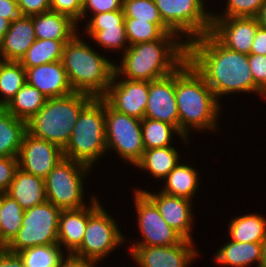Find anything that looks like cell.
<instances>
[{
    "label": "cell",
    "instance_id": "obj_20",
    "mask_svg": "<svg viewBox=\"0 0 266 267\" xmlns=\"http://www.w3.org/2000/svg\"><path fill=\"white\" fill-rule=\"evenodd\" d=\"M90 207L61 210L58 224V244L73 253L82 243L89 216L100 206L96 197Z\"/></svg>",
    "mask_w": 266,
    "mask_h": 267
},
{
    "label": "cell",
    "instance_id": "obj_36",
    "mask_svg": "<svg viewBox=\"0 0 266 267\" xmlns=\"http://www.w3.org/2000/svg\"><path fill=\"white\" fill-rule=\"evenodd\" d=\"M125 19H138L150 23H163L154 0H123Z\"/></svg>",
    "mask_w": 266,
    "mask_h": 267
},
{
    "label": "cell",
    "instance_id": "obj_4",
    "mask_svg": "<svg viewBox=\"0 0 266 267\" xmlns=\"http://www.w3.org/2000/svg\"><path fill=\"white\" fill-rule=\"evenodd\" d=\"M62 64L74 92L102 98L112 81L115 64L94 52L75 34L63 49Z\"/></svg>",
    "mask_w": 266,
    "mask_h": 267
},
{
    "label": "cell",
    "instance_id": "obj_18",
    "mask_svg": "<svg viewBox=\"0 0 266 267\" xmlns=\"http://www.w3.org/2000/svg\"><path fill=\"white\" fill-rule=\"evenodd\" d=\"M25 71L26 82L48 99L64 97L74 92L61 60L27 68Z\"/></svg>",
    "mask_w": 266,
    "mask_h": 267
},
{
    "label": "cell",
    "instance_id": "obj_17",
    "mask_svg": "<svg viewBox=\"0 0 266 267\" xmlns=\"http://www.w3.org/2000/svg\"><path fill=\"white\" fill-rule=\"evenodd\" d=\"M144 118L163 121L179 130V114L175 98V71L149 82Z\"/></svg>",
    "mask_w": 266,
    "mask_h": 267
},
{
    "label": "cell",
    "instance_id": "obj_31",
    "mask_svg": "<svg viewBox=\"0 0 266 267\" xmlns=\"http://www.w3.org/2000/svg\"><path fill=\"white\" fill-rule=\"evenodd\" d=\"M141 128L145 150L170 146L172 131L178 133V135H181L187 141V137L183 136L175 126L163 121L143 118Z\"/></svg>",
    "mask_w": 266,
    "mask_h": 267
},
{
    "label": "cell",
    "instance_id": "obj_28",
    "mask_svg": "<svg viewBox=\"0 0 266 267\" xmlns=\"http://www.w3.org/2000/svg\"><path fill=\"white\" fill-rule=\"evenodd\" d=\"M179 155L175 148H152L144 150L141 160L136 166L149 170L157 178H165L179 163Z\"/></svg>",
    "mask_w": 266,
    "mask_h": 267
},
{
    "label": "cell",
    "instance_id": "obj_3",
    "mask_svg": "<svg viewBox=\"0 0 266 267\" xmlns=\"http://www.w3.org/2000/svg\"><path fill=\"white\" fill-rule=\"evenodd\" d=\"M175 98L179 131L183 136L187 137L190 127L216 130L215 120L220 111L218 99L187 60L175 71Z\"/></svg>",
    "mask_w": 266,
    "mask_h": 267
},
{
    "label": "cell",
    "instance_id": "obj_54",
    "mask_svg": "<svg viewBox=\"0 0 266 267\" xmlns=\"http://www.w3.org/2000/svg\"><path fill=\"white\" fill-rule=\"evenodd\" d=\"M79 1H80L82 4H84L86 0H79Z\"/></svg>",
    "mask_w": 266,
    "mask_h": 267
},
{
    "label": "cell",
    "instance_id": "obj_51",
    "mask_svg": "<svg viewBox=\"0 0 266 267\" xmlns=\"http://www.w3.org/2000/svg\"><path fill=\"white\" fill-rule=\"evenodd\" d=\"M261 267H266V237L262 242V263Z\"/></svg>",
    "mask_w": 266,
    "mask_h": 267
},
{
    "label": "cell",
    "instance_id": "obj_37",
    "mask_svg": "<svg viewBox=\"0 0 266 267\" xmlns=\"http://www.w3.org/2000/svg\"><path fill=\"white\" fill-rule=\"evenodd\" d=\"M87 34L105 49H120L128 42L125 26H102L101 31H87Z\"/></svg>",
    "mask_w": 266,
    "mask_h": 267
},
{
    "label": "cell",
    "instance_id": "obj_41",
    "mask_svg": "<svg viewBox=\"0 0 266 267\" xmlns=\"http://www.w3.org/2000/svg\"><path fill=\"white\" fill-rule=\"evenodd\" d=\"M82 6L79 0H50L51 11L67 15L76 23L83 18Z\"/></svg>",
    "mask_w": 266,
    "mask_h": 267
},
{
    "label": "cell",
    "instance_id": "obj_23",
    "mask_svg": "<svg viewBox=\"0 0 266 267\" xmlns=\"http://www.w3.org/2000/svg\"><path fill=\"white\" fill-rule=\"evenodd\" d=\"M31 17L36 39L70 40L76 34L77 24L67 15L50 10Z\"/></svg>",
    "mask_w": 266,
    "mask_h": 267
},
{
    "label": "cell",
    "instance_id": "obj_53",
    "mask_svg": "<svg viewBox=\"0 0 266 267\" xmlns=\"http://www.w3.org/2000/svg\"><path fill=\"white\" fill-rule=\"evenodd\" d=\"M3 248H4V247L0 244V252L3 250Z\"/></svg>",
    "mask_w": 266,
    "mask_h": 267
},
{
    "label": "cell",
    "instance_id": "obj_50",
    "mask_svg": "<svg viewBox=\"0 0 266 267\" xmlns=\"http://www.w3.org/2000/svg\"><path fill=\"white\" fill-rule=\"evenodd\" d=\"M11 22L5 18L0 17V42L4 38V35L9 30Z\"/></svg>",
    "mask_w": 266,
    "mask_h": 267
},
{
    "label": "cell",
    "instance_id": "obj_26",
    "mask_svg": "<svg viewBox=\"0 0 266 267\" xmlns=\"http://www.w3.org/2000/svg\"><path fill=\"white\" fill-rule=\"evenodd\" d=\"M47 99L26 82L4 108L16 118L27 122L45 105Z\"/></svg>",
    "mask_w": 266,
    "mask_h": 267
},
{
    "label": "cell",
    "instance_id": "obj_12",
    "mask_svg": "<svg viewBox=\"0 0 266 267\" xmlns=\"http://www.w3.org/2000/svg\"><path fill=\"white\" fill-rule=\"evenodd\" d=\"M134 197L144 242L132 246H171L184 239L164 221L156 205L142 191H135Z\"/></svg>",
    "mask_w": 266,
    "mask_h": 267
},
{
    "label": "cell",
    "instance_id": "obj_35",
    "mask_svg": "<svg viewBox=\"0 0 266 267\" xmlns=\"http://www.w3.org/2000/svg\"><path fill=\"white\" fill-rule=\"evenodd\" d=\"M25 267H57L64 257L59 244L38 245L17 253Z\"/></svg>",
    "mask_w": 266,
    "mask_h": 267
},
{
    "label": "cell",
    "instance_id": "obj_48",
    "mask_svg": "<svg viewBox=\"0 0 266 267\" xmlns=\"http://www.w3.org/2000/svg\"><path fill=\"white\" fill-rule=\"evenodd\" d=\"M0 267H25L17 253H11L5 248L0 252Z\"/></svg>",
    "mask_w": 266,
    "mask_h": 267
},
{
    "label": "cell",
    "instance_id": "obj_47",
    "mask_svg": "<svg viewBox=\"0 0 266 267\" xmlns=\"http://www.w3.org/2000/svg\"><path fill=\"white\" fill-rule=\"evenodd\" d=\"M94 261L83 259L72 253H69L66 260L63 258L59 261L57 267H94Z\"/></svg>",
    "mask_w": 266,
    "mask_h": 267
},
{
    "label": "cell",
    "instance_id": "obj_29",
    "mask_svg": "<svg viewBox=\"0 0 266 267\" xmlns=\"http://www.w3.org/2000/svg\"><path fill=\"white\" fill-rule=\"evenodd\" d=\"M230 241L262 243L266 237V219L256 214L243 215L231 220Z\"/></svg>",
    "mask_w": 266,
    "mask_h": 267
},
{
    "label": "cell",
    "instance_id": "obj_32",
    "mask_svg": "<svg viewBox=\"0 0 266 267\" xmlns=\"http://www.w3.org/2000/svg\"><path fill=\"white\" fill-rule=\"evenodd\" d=\"M26 83V71L19 61H4L0 65V92L4 99L0 107H5Z\"/></svg>",
    "mask_w": 266,
    "mask_h": 267
},
{
    "label": "cell",
    "instance_id": "obj_52",
    "mask_svg": "<svg viewBox=\"0 0 266 267\" xmlns=\"http://www.w3.org/2000/svg\"><path fill=\"white\" fill-rule=\"evenodd\" d=\"M2 194H0V244L2 245V222H1Z\"/></svg>",
    "mask_w": 266,
    "mask_h": 267
},
{
    "label": "cell",
    "instance_id": "obj_25",
    "mask_svg": "<svg viewBox=\"0 0 266 267\" xmlns=\"http://www.w3.org/2000/svg\"><path fill=\"white\" fill-rule=\"evenodd\" d=\"M224 245L215 256L218 264L246 267L250 263L258 261L257 267H261L262 243L231 241Z\"/></svg>",
    "mask_w": 266,
    "mask_h": 267
},
{
    "label": "cell",
    "instance_id": "obj_49",
    "mask_svg": "<svg viewBox=\"0 0 266 267\" xmlns=\"http://www.w3.org/2000/svg\"><path fill=\"white\" fill-rule=\"evenodd\" d=\"M256 19L259 26L266 28V0H264V3L256 16Z\"/></svg>",
    "mask_w": 266,
    "mask_h": 267
},
{
    "label": "cell",
    "instance_id": "obj_7",
    "mask_svg": "<svg viewBox=\"0 0 266 267\" xmlns=\"http://www.w3.org/2000/svg\"><path fill=\"white\" fill-rule=\"evenodd\" d=\"M61 209L49 201L24 210L22 227L5 247L11 253L38 245L58 244V224Z\"/></svg>",
    "mask_w": 266,
    "mask_h": 267
},
{
    "label": "cell",
    "instance_id": "obj_14",
    "mask_svg": "<svg viewBox=\"0 0 266 267\" xmlns=\"http://www.w3.org/2000/svg\"><path fill=\"white\" fill-rule=\"evenodd\" d=\"M17 158L20 169L45 179L64 156L56 144L26 132Z\"/></svg>",
    "mask_w": 266,
    "mask_h": 267
},
{
    "label": "cell",
    "instance_id": "obj_2",
    "mask_svg": "<svg viewBox=\"0 0 266 267\" xmlns=\"http://www.w3.org/2000/svg\"><path fill=\"white\" fill-rule=\"evenodd\" d=\"M176 33H164L159 39L127 46L115 73L132 81H153L170 75L187 60V43L176 42Z\"/></svg>",
    "mask_w": 266,
    "mask_h": 267
},
{
    "label": "cell",
    "instance_id": "obj_40",
    "mask_svg": "<svg viewBox=\"0 0 266 267\" xmlns=\"http://www.w3.org/2000/svg\"><path fill=\"white\" fill-rule=\"evenodd\" d=\"M254 83L266 94V55L248 54Z\"/></svg>",
    "mask_w": 266,
    "mask_h": 267
},
{
    "label": "cell",
    "instance_id": "obj_13",
    "mask_svg": "<svg viewBox=\"0 0 266 267\" xmlns=\"http://www.w3.org/2000/svg\"><path fill=\"white\" fill-rule=\"evenodd\" d=\"M114 72L112 81L102 99L117 112L142 120L145 115L148 94V81H132L125 78L116 82Z\"/></svg>",
    "mask_w": 266,
    "mask_h": 267
},
{
    "label": "cell",
    "instance_id": "obj_39",
    "mask_svg": "<svg viewBox=\"0 0 266 267\" xmlns=\"http://www.w3.org/2000/svg\"><path fill=\"white\" fill-rule=\"evenodd\" d=\"M93 15L94 16L91 18L86 27L87 31H101L102 26H125L123 10L103 12Z\"/></svg>",
    "mask_w": 266,
    "mask_h": 267
},
{
    "label": "cell",
    "instance_id": "obj_10",
    "mask_svg": "<svg viewBox=\"0 0 266 267\" xmlns=\"http://www.w3.org/2000/svg\"><path fill=\"white\" fill-rule=\"evenodd\" d=\"M141 121L112 109L105 102L106 146L136 165L144 153Z\"/></svg>",
    "mask_w": 266,
    "mask_h": 267
},
{
    "label": "cell",
    "instance_id": "obj_16",
    "mask_svg": "<svg viewBox=\"0 0 266 267\" xmlns=\"http://www.w3.org/2000/svg\"><path fill=\"white\" fill-rule=\"evenodd\" d=\"M192 244L183 239L171 246H132L130 253L140 267H187L197 256Z\"/></svg>",
    "mask_w": 266,
    "mask_h": 267
},
{
    "label": "cell",
    "instance_id": "obj_38",
    "mask_svg": "<svg viewBox=\"0 0 266 267\" xmlns=\"http://www.w3.org/2000/svg\"><path fill=\"white\" fill-rule=\"evenodd\" d=\"M263 3L264 0H228L226 14L212 18L256 17Z\"/></svg>",
    "mask_w": 266,
    "mask_h": 267
},
{
    "label": "cell",
    "instance_id": "obj_22",
    "mask_svg": "<svg viewBox=\"0 0 266 267\" xmlns=\"http://www.w3.org/2000/svg\"><path fill=\"white\" fill-rule=\"evenodd\" d=\"M24 209L47 201L45 179L18 168L7 192Z\"/></svg>",
    "mask_w": 266,
    "mask_h": 267
},
{
    "label": "cell",
    "instance_id": "obj_24",
    "mask_svg": "<svg viewBox=\"0 0 266 267\" xmlns=\"http://www.w3.org/2000/svg\"><path fill=\"white\" fill-rule=\"evenodd\" d=\"M27 122L0 107V158L18 157Z\"/></svg>",
    "mask_w": 266,
    "mask_h": 267
},
{
    "label": "cell",
    "instance_id": "obj_15",
    "mask_svg": "<svg viewBox=\"0 0 266 267\" xmlns=\"http://www.w3.org/2000/svg\"><path fill=\"white\" fill-rule=\"evenodd\" d=\"M258 26L256 17L212 18L210 33L228 49L248 55Z\"/></svg>",
    "mask_w": 266,
    "mask_h": 267
},
{
    "label": "cell",
    "instance_id": "obj_8",
    "mask_svg": "<svg viewBox=\"0 0 266 267\" xmlns=\"http://www.w3.org/2000/svg\"><path fill=\"white\" fill-rule=\"evenodd\" d=\"M89 166L68 158H62L45 178L47 201L61 210L85 207L83 177Z\"/></svg>",
    "mask_w": 266,
    "mask_h": 267
},
{
    "label": "cell",
    "instance_id": "obj_42",
    "mask_svg": "<svg viewBox=\"0 0 266 267\" xmlns=\"http://www.w3.org/2000/svg\"><path fill=\"white\" fill-rule=\"evenodd\" d=\"M18 168L17 157L0 158V194L7 192Z\"/></svg>",
    "mask_w": 266,
    "mask_h": 267
},
{
    "label": "cell",
    "instance_id": "obj_11",
    "mask_svg": "<svg viewBox=\"0 0 266 267\" xmlns=\"http://www.w3.org/2000/svg\"><path fill=\"white\" fill-rule=\"evenodd\" d=\"M115 223L100 205L89 216L83 241L72 254L94 262L102 259L125 241Z\"/></svg>",
    "mask_w": 266,
    "mask_h": 267
},
{
    "label": "cell",
    "instance_id": "obj_43",
    "mask_svg": "<svg viewBox=\"0 0 266 267\" xmlns=\"http://www.w3.org/2000/svg\"><path fill=\"white\" fill-rule=\"evenodd\" d=\"M122 5L123 0H86L82 6V16H85L87 9H91L94 14H98L123 10Z\"/></svg>",
    "mask_w": 266,
    "mask_h": 267
},
{
    "label": "cell",
    "instance_id": "obj_33",
    "mask_svg": "<svg viewBox=\"0 0 266 267\" xmlns=\"http://www.w3.org/2000/svg\"><path fill=\"white\" fill-rule=\"evenodd\" d=\"M24 209L7 193L2 194V246L5 248L22 227Z\"/></svg>",
    "mask_w": 266,
    "mask_h": 267
},
{
    "label": "cell",
    "instance_id": "obj_30",
    "mask_svg": "<svg viewBox=\"0 0 266 267\" xmlns=\"http://www.w3.org/2000/svg\"><path fill=\"white\" fill-rule=\"evenodd\" d=\"M197 174V171L188 164H177L165 177L167 182L161 192L191 200L190 198L197 191L198 187Z\"/></svg>",
    "mask_w": 266,
    "mask_h": 267
},
{
    "label": "cell",
    "instance_id": "obj_44",
    "mask_svg": "<svg viewBox=\"0 0 266 267\" xmlns=\"http://www.w3.org/2000/svg\"><path fill=\"white\" fill-rule=\"evenodd\" d=\"M17 3L23 16L38 15L51 10L50 0H17Z\"/></svg>",
    "mask_w": 266,
    "mask_h": 267
},
{
    "label": "cell",
    "instance_id": "obj_9",
    "mask_svg": "<svg viewBox=\"0 0 266 267\" xmlns=\"http://www.w3.org/2000/svg\"><path fill=\"white\" fill-rule=\"evenodd\" d=\"M203 0H154L163 23L174 33L190 40L211 31L212 15L204 11ZM193 36V37H192Z\"/></svg>",
    "mask_w": 266,
    "mask_h": 267
},
{
    "label": "cell",
    "instance_id": "obj_21",
    "mask_svg": "<svg viewBox=\"0 0 266 267\" xmlns=\"http://www.w3.org/2000/svg\"><path fill=\"white\" fill-rule=\"evenodd\" d=\"M35 40L32 17L20 15L0 42V55L4 61H20Z\"/></svg>",
    "mask_w": 266,
    "mask_h": 267
},
{
    "label": "cell",
    "instance_id": "obj_34",
    "mask_svg": "<svg viewBox=\"0 0 266 267\" xmlns=\"http://www.w3.org/2000/svg\"><path fill=\"white\" fill-rule=\"evenodd\" d=\"M126 37L130 46L159 39L172 32L164 23H150L138 19H124Z\"/></svg>",
    "mask_w": 266,
    "mask_h": 267
},
{
    "label": "cell",
    "instance_id": "obj_45",
    "mask_svg": "<svg viewBox=\"0 0 266 267\" xmlns=\"http://www.w3.org/2000/svg\"><path fill=\"white\" fill-rule=\"evenodd\" d=\"M20 15L17 0H0V17L12 22Z\"/></svg>",
    "mask_w": 266,
    "mask_h": 267
},
{
    "label": "cell",
    "instance_id": "obj_6",
    "mask_svg": "<svg viewBox=\"0 0 266 267\" xmlns=\"http://www.w3.org/2000/svg\"><path fill=\"white\" fill-rule=\"evenodd\" d=\"M106 150L105 101L93 98L79 113L63 156L91 167Z\"/></svg>",
    "mask_w": 266,
    "mask_h": 267
},
{
    "label": "cell",
    "instance_id": "obj_5",
    "mask_svg": "<svg viewBox=\"0 0 266 267\" xmlns=\"http://www.w3.org/2000/svg\"><path fill=\"white\" fill-rule=\"evenodd\" d=\"M92 99V96L79 92L47 99L45 105L27 121V132L63 150L70 140L79 113Z\"/></svg>",
    "mask_w": 266,
    "mask_h": 267
},
{
    "label": "cell",
    "instance_id": "obj_27",
    "mask_svg": "<svg viewBox=\"0 0 266 267\" xmlns=\"http://www.w3.org/2000/svg\"><path fill=\"white\" fill-rule=\"evenodd\" d=\"M69 40L36 39L19 61L27 69L42 64L60 61L64 45Z\"/></svg>",
    "mask_w": 266,
    "mask_h": 267
},
{
    "label": "cell",
    "instance_id": "obj_1",
    "mask_svg": "<svg viewBox=\"0 0 266 267\" xmlns=\"http://www.w3.org/2000/svg\"><path fill=\"white\" fill-rule=\"evenodd\" d=\"M187 61L204 78L215 97L235 92L266 94L254 83L248 55L228 49L210 32L189 40Z\"/></svg>",
    "mask_w": 266,
    "mask_h": 267
},
{
    "label": "cell",
    "instance_id": "obj_19",
    "mask_svg": "<svg viewBox=\"0 0 266 267\" xmlns=\"http://www.w3.org/2000/svg\"><path fill=\"white\" fill-rule=\"evenodd\" d=\"M142 191L157 207L164 221L184 239L191 240V201L189 199L172 196L159 192V194Z\"/></svg>",
    "mask_w": 266,
    "mask_h": 267
},
{
    "label": "cell",
    "instance_id": "obj_46",
    "mask_svg": "<svg viewBox=\"0 0 266 267\" xmlns=\"http://www.w3.org/2000/svg\"><path fill=\"white\" fill-rule=\"evenodd\" d=\"M250 54L266 55V28L258 26Z\"/></svg>",
    "mask_w": 266,
    "mask_h": 267
}]
</instances>
